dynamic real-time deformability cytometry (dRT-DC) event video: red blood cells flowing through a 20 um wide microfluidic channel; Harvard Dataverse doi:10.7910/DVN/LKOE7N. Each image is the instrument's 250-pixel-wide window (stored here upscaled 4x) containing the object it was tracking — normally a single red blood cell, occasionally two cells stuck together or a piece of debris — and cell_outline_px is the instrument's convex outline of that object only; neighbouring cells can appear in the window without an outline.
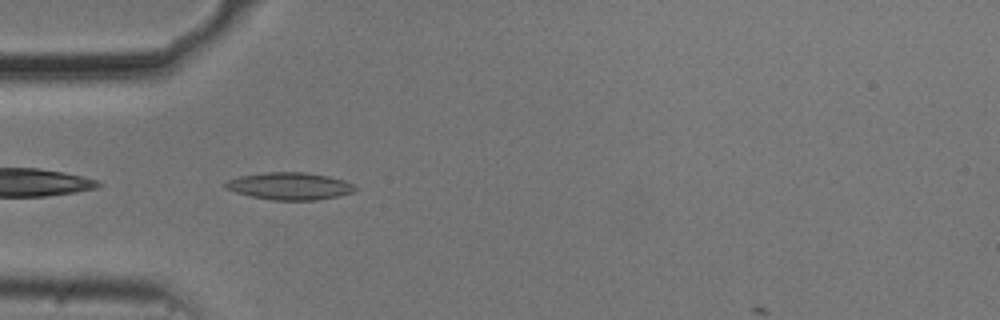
{"species": "common noctule bat (a hibernating species)", "species_latin": "Nyctalus noctula", "temperature_condition": "cold", "stored_images_in_passage": 38, "camera_frame_rate_fps": 3000, "um_per_image_px": 0.085, "animal": {"sex": "male", "body_mass_g": 20.5, "forearm_length_mm": 52.5}, "frame": {"image": 1, "passage_image": 2, "time_ms": 0.333, "image_size_px": [1000, 320], "cell_outline_px": [[356, 188], [352, 192], [340, 196], [316, 200], [272, 200], [248, 196], [236, 192], [228, 188], [224, 184], [228, 180], [240, 176], [264, 172], [304, 172], [328, 176], [344, 180], [352, 184]], "centroid_in_image_um": [24.63, 15.82], "position_along_channel_um": 60.4, "area_um2": 20.52}}
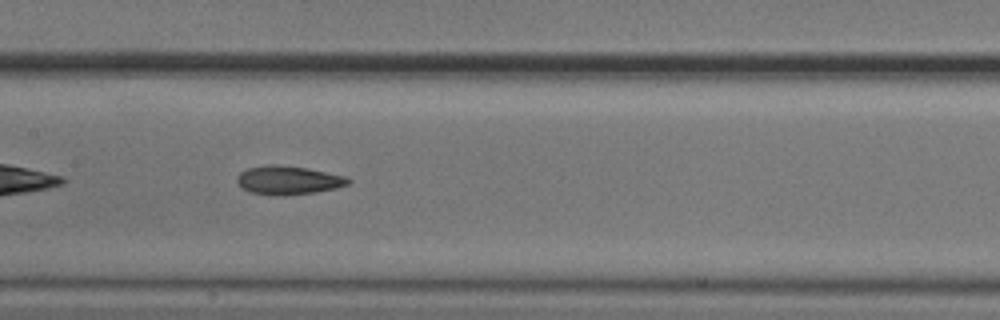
{"frame": {"image": 2, "passage_image": 12, "time_ms": 3.667, "image_size_px": [1000, 320], "cell_outline_px": [[352, 180], [348, 184], [336, 188], [316, 192], [284, 196], [248, 192], [236, 180], [236, 176], [240, 172], [248, 168], [308, 168], [344, 176]], "centroid_in_image_um": [24.55, 15.38], "position_along_channel_um": 182.8, "area_um2": 17.57}}
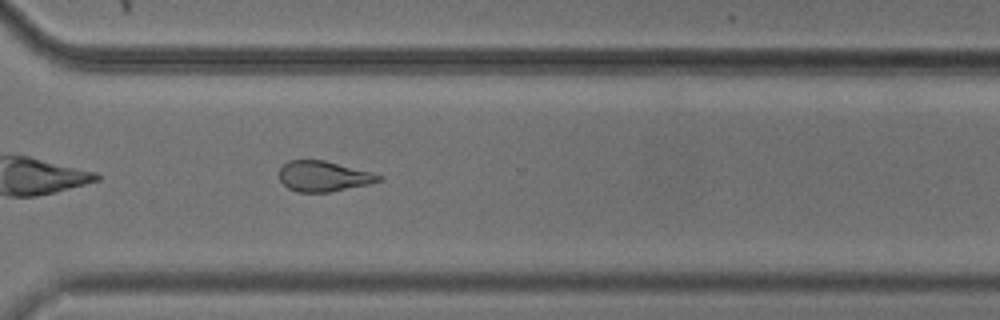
{"frame": {"image": 3, "passage_image": 25, "time_ms": 8.0, "image_size_px": [1000, 320], "cell_outline_px": [[384, 176], [380, 180], [368, 184], [328, 192], [296, 192], [288, 188], [280, 180], [280, 168], [288, 160], [324, 160], [372, 172]], "centroid_in_image_um": [27.49, 14.98], "position_along_channel_um": 343.1, "area_um2": 17.51}}